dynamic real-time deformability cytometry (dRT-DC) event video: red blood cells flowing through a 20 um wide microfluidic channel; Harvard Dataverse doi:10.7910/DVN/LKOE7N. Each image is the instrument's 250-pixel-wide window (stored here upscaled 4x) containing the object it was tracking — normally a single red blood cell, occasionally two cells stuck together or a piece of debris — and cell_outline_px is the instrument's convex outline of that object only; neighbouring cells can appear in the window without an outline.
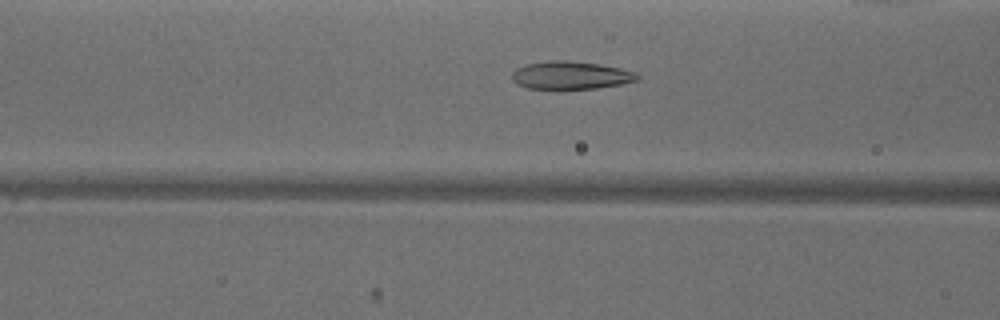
{"species": "common noctule bat (a hibernating species)", "species_latin": "Nyctalus noctula", "temperature_condition": "warm", "stored_images_in_passage": 35, "camera_frame_rate_fps": 3000, "um_per_image_px": 0.085, "animal": {"sex": "male", "body_mass_g": 18.8}, "frame": {"image": 1, "passage_image": 13, "time_ms": 4.0, "image_size_px": [1000, 320], "cell_outline_px": [[640, 76], [636, 80], [620, 84], [596, 88], [528, 88], [516, 84], [512, 80], [512, 72], [516, 68], [524, 64], [548, 60], [564, 60], [600, 64], [620, 68], [636, 72]], "centroid_in_image_um": [48.47, 6.38], "position_along_channel_um": 118.1, "area_um2": 20.29}}
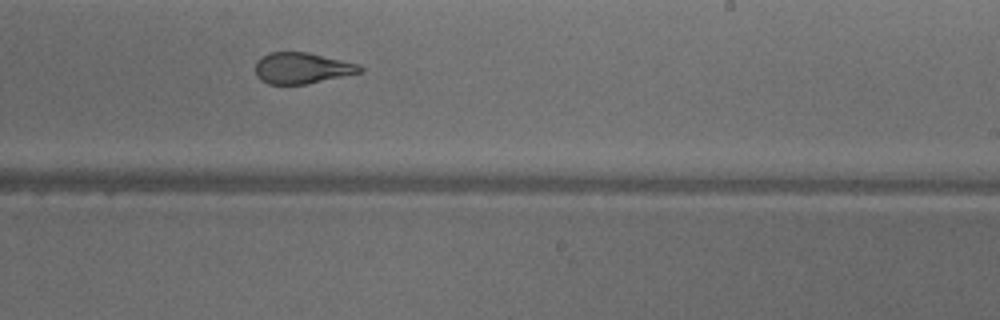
{"frame": {"image": 2, "passage_image": 24, "time_ms": 7.667, "image_size_px": [1000, 320], "cell_outline_px": [[364, 72], [308, 84], [268, 84], [260, 80], [256, 76], [256, 60], [260, 56], [268, 52], [308, 52], [356, 64], [364, 68]], "centroid_in_image_um": [25.64, 5.79], "position_along_channel_um": 263.4, "area_um2": 19.07}}
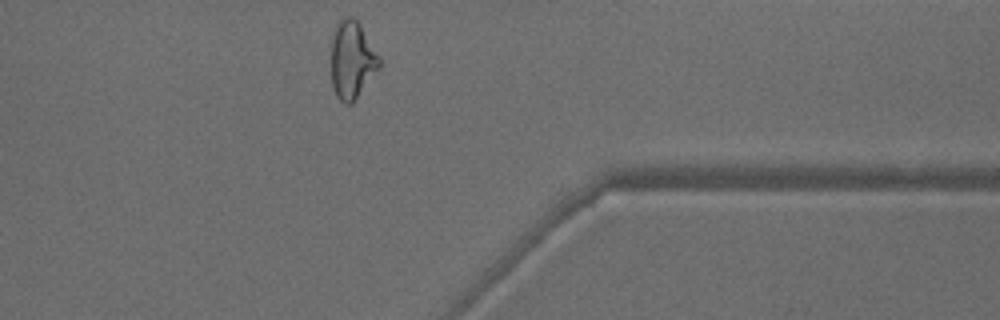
{"frame": {"image": 3, "passage_image": 34, "time_ms": 11.0, "image_size_px": [1000, 320], "cell_outline_px": [[380, 68], [352, 104], [344, 104], [336, 96], [332, 88], [332, 40], [336, 24], [344, 16], [352, 16], [360, 24], [380, 56]], "centroid_in_image_um": [29.93, 5.1], "position_along_channel_um": 381.5, "area_um2": 21.91}, "authors_computed_cell_mechanics": {"area_um2": 20.6924, "velocity_mm_per_s": 3.9616, "shape_relaxation_time_tau1_ms": null, "shape_relaxation_time_tau2_ms": 1.4667, "deformation_change_tau1": null, "deformation_change_tau2": 0.0888}}